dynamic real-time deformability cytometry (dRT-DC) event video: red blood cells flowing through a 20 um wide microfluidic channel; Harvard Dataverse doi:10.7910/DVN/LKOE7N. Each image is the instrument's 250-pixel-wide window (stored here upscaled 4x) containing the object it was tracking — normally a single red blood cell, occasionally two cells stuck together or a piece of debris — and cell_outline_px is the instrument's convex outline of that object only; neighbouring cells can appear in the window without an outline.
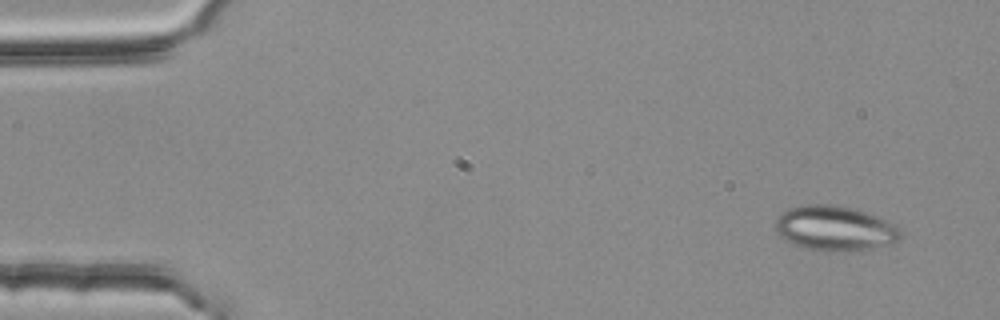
{"species": "common noctule bat (a hibernating species)", "species_latin": "Nyctalus noctula", "temperature_condition": "room temperature", "stored_images_in_passage": 3, "camera_frame_rate_fps": 3000, "um_per_image_px": 0.085, "animal": {"sex": "female", "body_mass_g": 25.1}, "frame": {"image": 1, "passage_image": 1, "time_ms": 0.0, "image_size_px": [1000, 320], "cell_outline_px": [[904, 236], [900, 240], [892, 244], [860, 252], [824, 252], [804, 248], [788, 240], [776, 228], [776, 220], [788, 208], [808, 204], [828, 204], [852, 208], [876, 216], [896, 224], [904, 232]], "centroid_in_image_um": [71.1, 19.45], "position_along_channel_um": 13.9, "area_um2": 33.12}}